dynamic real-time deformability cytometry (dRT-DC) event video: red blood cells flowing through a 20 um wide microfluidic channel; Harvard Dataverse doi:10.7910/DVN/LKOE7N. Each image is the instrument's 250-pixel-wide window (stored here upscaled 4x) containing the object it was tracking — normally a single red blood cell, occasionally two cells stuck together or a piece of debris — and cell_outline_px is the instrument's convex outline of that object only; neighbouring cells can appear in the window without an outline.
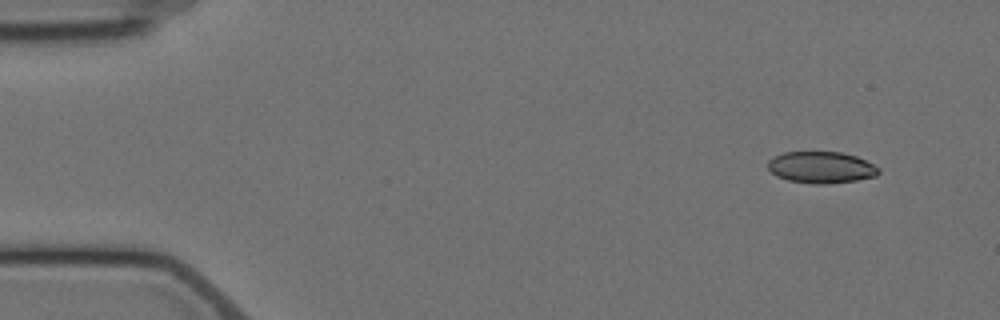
{"species": "Egyptian fruit bat (a non-hibernating species)", "species_latin": "Rousettus aegyptiacus", "temperature_condition": "cold", "stored_images_in_passage": 4, "camera_frame_rate_fps": 3000, "um_per_image_px": 0.085, "animal": {"sex": "female"}, "frame": {"image": 1, "passage_image": 1, "time_ms": 0.0, "image_size_px": [1000, 320], "cell_outline_px": [[880, 172], [876, 176], [856, 180], [828, 184], [812, 184], [788, 180], [776, 176], [768, 168], [768, 160], [772, 156], [784, 152], [840, 152], [856, 156], [880, 168]], "centroid_in_image_um": [69.78, 14.23], "position_along_channel_um": 15.2, "area_um2": 20.46}}
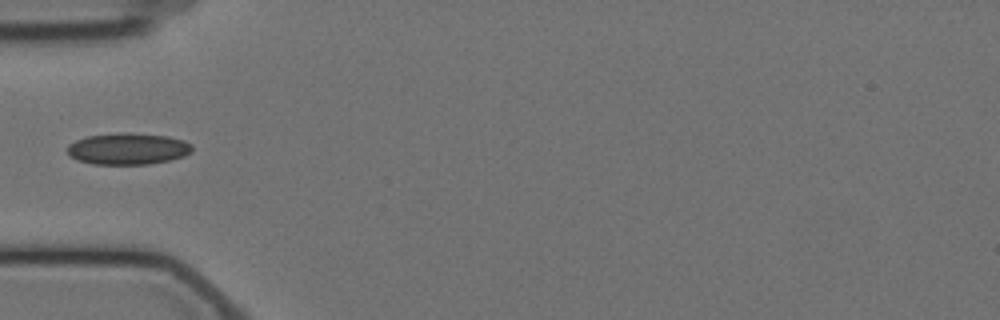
{"frame": {"image": 2, "passage_image": 4, "time_ms": 4.667, "image_size_px": [1000, 320], "cell_outline_px": [[192, 152], [184, 156], [168, 160], [148, 164], [92, 164], [76, 160], [68, 156], [68, 144], [76, 140], [88, 136], [120, 132], [128, 132], [168, 136], [184, 140], [192, 144]], "centroid_in_image_um": [10.86, 12.64], "position_along_channel_um": 74.1, "area_um2": 23.12}}